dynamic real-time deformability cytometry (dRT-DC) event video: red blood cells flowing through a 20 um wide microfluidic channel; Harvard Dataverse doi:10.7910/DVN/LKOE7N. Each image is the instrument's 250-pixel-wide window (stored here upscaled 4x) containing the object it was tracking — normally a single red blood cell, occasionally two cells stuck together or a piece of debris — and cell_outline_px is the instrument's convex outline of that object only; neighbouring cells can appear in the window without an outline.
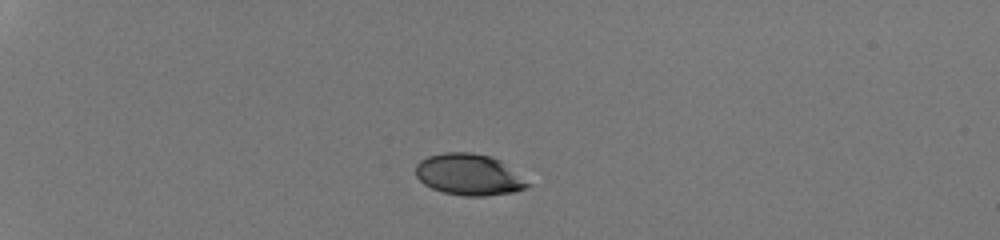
{"species": "human", "species_latin": "Homo sapiens", "temperature_condition": "room temperature", "stored_images_in_passage": 35, "camera_frame_rate_fps": 3000, "um_per_image_px": 0.085, "donor": {"sex": "male"}, "frame": {"image": 1, "passage_image": 1, "time_ms": 0.0, "image_size_px": [1000, 240], "cell_outline_px": [[532, 184], [516, 192], [484, 196], [464, 196], [444, 192], [432, 188], [424, 184], [416, 176], [416, 164], [420, 160], [428, 156], [444, 152], [472, 152], [492, 156], [500, 160]], "centroid_in_image_um": [39.86, 14.84], "position_along_channel_um": 45.1, "area_um2": 27.05}}
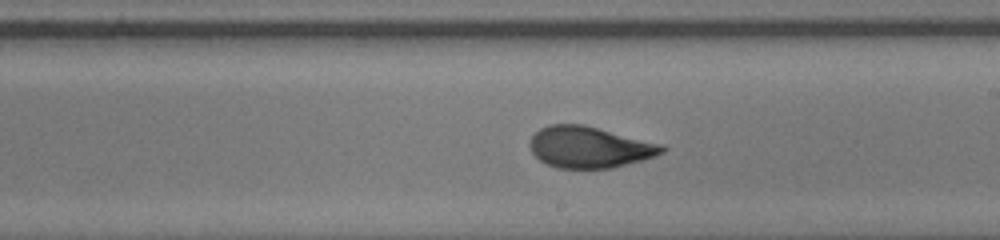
{"frame": {"image": 2, "passage_image": 20, "time_ms": 6.333, "image_size_px": [1000, 240], "cell_outline_px": [[668, 148], [664, 152], [656, 156], [612, 168], [556, 168], [540, 160], [532, 152], [532, 136], [540, 128], [548, 124], [584, 124], [664, 144]], "centroid_in_image_um": [50.16, 12.5], "position_along_channel_um": 238.8, "area_um2": 31.85}}
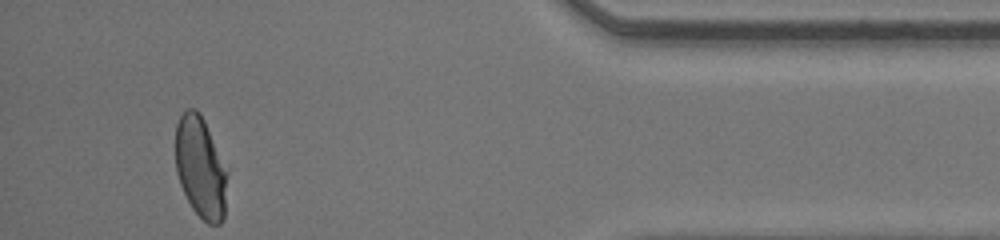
{"frame": {"image": 3, "passage_image": 35, "time_ms": 11.333, "image_size_px": [1000, 240], "cell_outline_px": [[228, 172], [224, 220], [220, 224], [208, 224], [192, 208], [180, 184], [176, 172], [176, 124], [184, 108], [196, 108], [200, 112], [204, 120]], "centroid_in_image_um": [17.05, 14.23], "position_along_channel_um": 418.1, "area_um2": 30.69}, "authors_computed_cell_mechanics": {"area_um2": 31.7322, "velocity_mm_per_s": 4.2975, "shape_relaxation_time_tau1_ms": 6.3651, "shape_relaxation_time_tau2_ms": null, "deformation_change_tau1": 0.2144, "deformation_change_tau2": null}}